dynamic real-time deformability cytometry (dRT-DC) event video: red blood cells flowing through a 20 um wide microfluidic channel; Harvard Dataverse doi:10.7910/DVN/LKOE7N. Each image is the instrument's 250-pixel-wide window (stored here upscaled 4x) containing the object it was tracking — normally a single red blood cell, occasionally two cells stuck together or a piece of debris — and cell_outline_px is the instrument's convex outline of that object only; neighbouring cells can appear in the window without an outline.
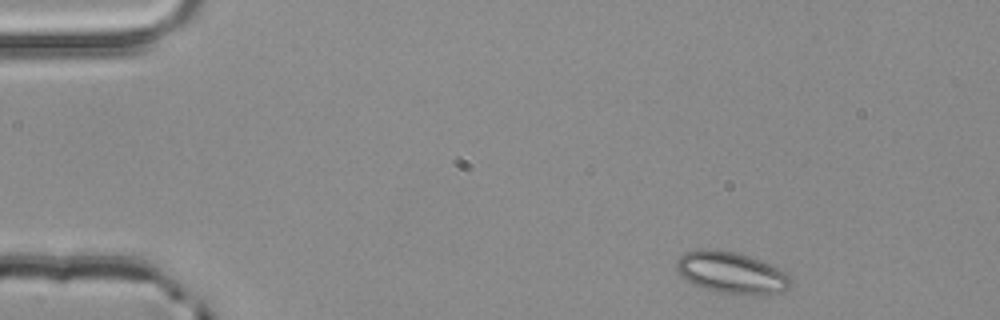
{"species": "common noctule bat (a hibernating species)", "species_latin": "Nyctalus noctula", "temperature_condition": "room temperature", "stored_images_in_passage": 3, "camera_frame_rate_fps": 3000, "um_per_image_px": 0.085, "animal": {"sex": "male", "body_mass_g": 20.4}, "frame": {"image": 1, "passage_image": 3, "time_ms": 0.667, "image_size_px": [1000, 320], "cell_outline_px": [[792, 280], [788, 288], [784, 292], [720, 292], [704, 288], [692, 284], [684, 280], [676, 272], [676, 260], [684, 252], [700, 248], [712, 248], [736, 252], [760, 260], [780, 268], [788, 272]], "centroid_in_image_um": [62.1, 23.12], "position_along_channel_um": 22.9, "area_um2": 27.51}}